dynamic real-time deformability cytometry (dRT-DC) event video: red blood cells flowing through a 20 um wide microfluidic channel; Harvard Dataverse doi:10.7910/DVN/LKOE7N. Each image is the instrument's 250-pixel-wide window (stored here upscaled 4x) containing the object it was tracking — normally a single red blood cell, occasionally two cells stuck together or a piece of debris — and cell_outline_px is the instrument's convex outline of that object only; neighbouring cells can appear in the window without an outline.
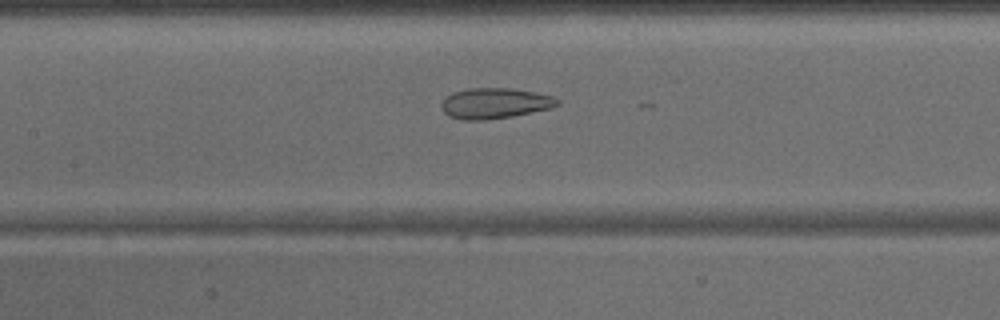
{"species": "common noctule bat (a hibernating species)", "species_latin": "Nyctalus noctula", "temperature_condition": "warm", "stored_images_in_passage": 42, "camera_frame_rate_fps": 3000, "um_per_image_px": 0.085, "animal": {"sex": "male", "body_mass_g": 15.6}, "frame": {"image": 1, "passage_image": 18, "time_ms": 5.667, "image_size_px": [1000, 320], "cell_outline_px": [[560, 104], [552, 108], [512, 116], [484, 120], [460, 120], [448, 116], [444, 112], [440, 104], [452, 92], [468, 88], [512, 88], [536, 92], [552, 96], [560, 100]], "centroid_in_image_um": [42.07, 8.78], "position_along_channel_um": 165.3, "area_um2": 20.81}}
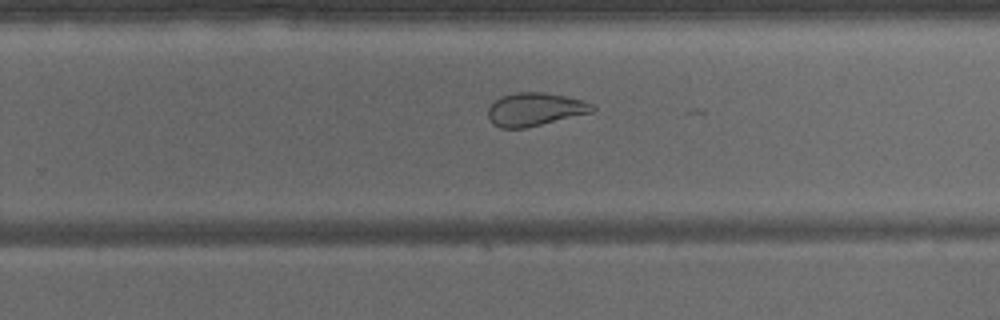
{"frame": {"image": 2, "passage_image": 26, "time_ms": 8.333, "image_size_px": [1000, 320], "cell_outline_px": [[596, 108], [592, 112], [524, 128], [500, 128], [492, 124], [488, 120], [488, 108], [500, 96], [516, 92], [544, 92], [564, 96], [580, 100], [592, 104]], "centroid_in_image_um": [45.41, 9.29], "position_along_channel_um": 284.4, "area_um2": 20.0}}
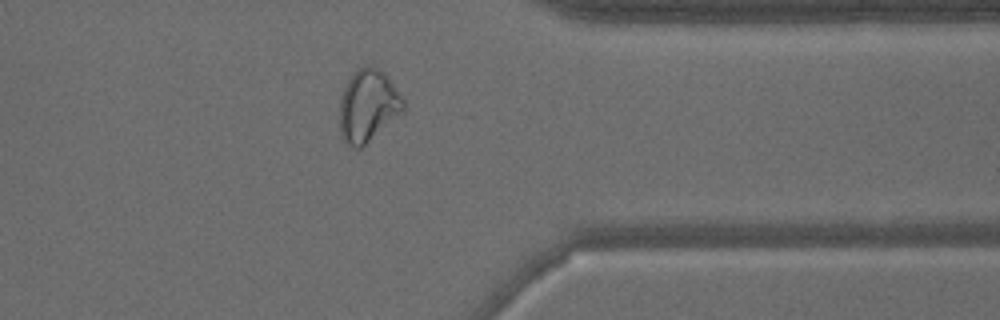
{"frame": {"image": 3, "passage_image": 33, "time_ms": 10.667, "image_size_px": [1000, 320], "cell_outline_px": [[404, 112], [360, 148], [356, 148], [348, 144], [344, 140], [340, 132], [340, 100], [344, 88], [348, 80], [360, 68], [372, 64], [384, 72], [404, 100]], "centroid_in_image_um": [31.29, 8.99], "position_along_channel_um": 380.1, "area_um2": 26.47}}